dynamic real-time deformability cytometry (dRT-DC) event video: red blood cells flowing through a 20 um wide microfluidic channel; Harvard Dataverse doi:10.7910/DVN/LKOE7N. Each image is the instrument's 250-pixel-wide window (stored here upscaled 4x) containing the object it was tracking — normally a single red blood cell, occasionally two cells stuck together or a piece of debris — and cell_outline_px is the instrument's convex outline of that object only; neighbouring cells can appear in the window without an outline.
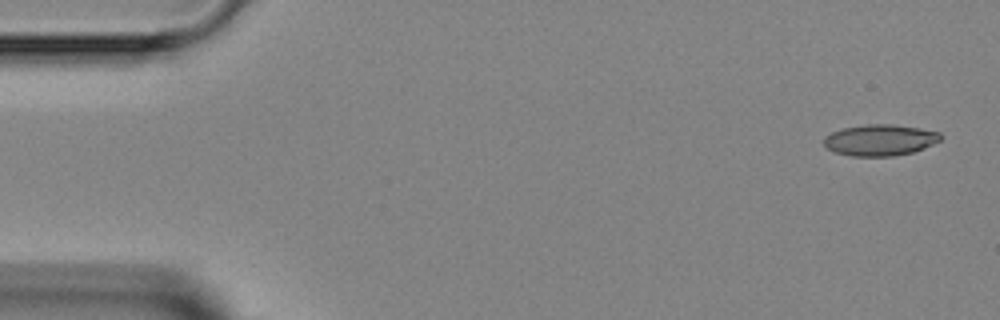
{"species": "Egyptian fruit bat (a non-hibernating species)", "species_latin": "Rousettus aegyptiacus", "temperature_condition": "room temperature", "stored_images_in_passage": 4, "camera_frame_rate_fps": 3000, "um_per_image_px": 0.085, "animal": {"sex": "female"}, "frame": {"image": 1, "passage_image": 1, "time_ms": 0.0, "image_size_px": [1000, 320], "cell_outline_px": [[944, 136], [940, 140], [924, 148], [912, 152], [892, 156], [852, 156], [836, 152], [828, 148], [824, 144], [824, 136], [832, 132], [844, 128], [868, 124], [892, 124], [920, 128], [940, 132]], "centroid_in_image_um": [74.83, 11.9], "position_along_channel_um": 10.2, "area_um2": 21.15}}
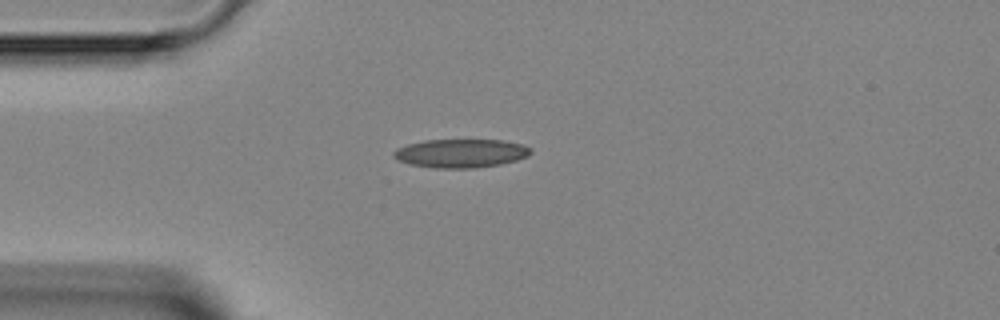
{"frame": {"image": 2, "passage_image": 3, "time_ms": 3.333, "image_size_px": [1000, 320], "cell_outline_px": [[532, 152], [528, 156], [516, 160], [500, 164], [476, 168], [432, 168], [408, 164], [396, 160], [392, 156], [392, 152], [396, 148], [408, 144], [424, 140], [504, 140], [524, 144], [532, 148]], "centroid_in_image_um": [39.15, 13.03], "position_along_channel_um": 45.8, "area_um2": 23.18}}